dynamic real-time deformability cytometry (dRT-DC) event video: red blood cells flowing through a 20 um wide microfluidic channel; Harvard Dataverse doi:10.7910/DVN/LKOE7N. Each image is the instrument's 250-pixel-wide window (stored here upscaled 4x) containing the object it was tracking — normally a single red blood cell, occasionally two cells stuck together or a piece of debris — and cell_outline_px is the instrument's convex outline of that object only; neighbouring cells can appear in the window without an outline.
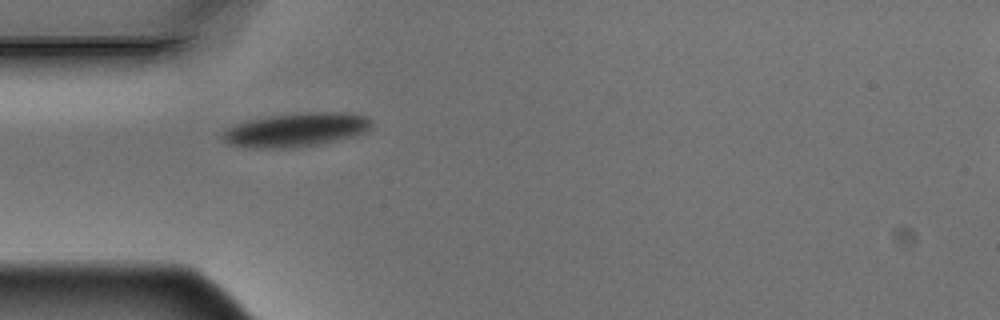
{"species": "Egyptian fruit bat (a non-hibernating species)", "species_latin": "Rousettus aegyptiacus", "temperature_condition": "warm", "stored_images_in_passage": 6, "camera_frame_rate_fps": 3000, "um_per_image_px": 0.085, "animal": {"sex": "male"}, "frame": {"image": 1, "passage_image": 4, "time_ms": 1.0, "image_size_px": [1000, 320], "cell_outline_px": [[372, 128], [368, 132], [356, 136], [316, 144], [292, 148], [244, 148], [228, 144], [220, 136], [228, 128], [236, 124], [248, 120], [268, 116], [300, 112], [348, 112], [368, 116], [372, 120]], "centroid_in_image_um": [25.21, 11.03], "position_along_channel_um": 59.8, "area_um2": 29.82}}
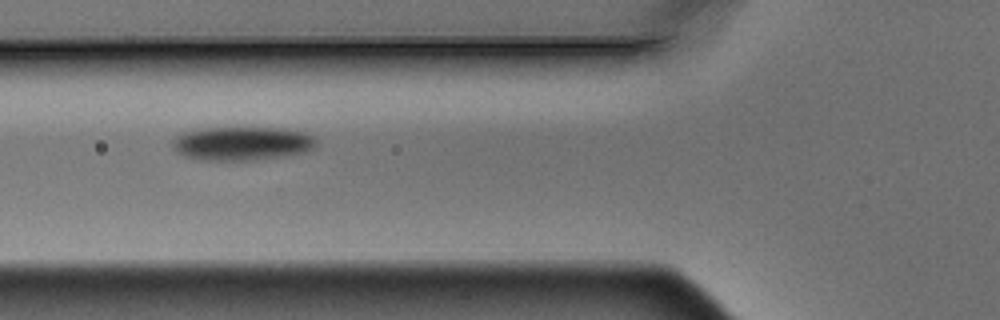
{"frame": {"image": 2, "passage_image": 5, "time_ms": 1.333, "image_size_px": [1000, 320], "cell_outline_px": [[316, 148], [304, 152], [288, 156], [252, 160], [204, 160], [184, 156], [172, 144], [176, 136], [180, 132], [204, 128], [236, 124], [244, 124], [288, 128], [308, 132], [316, 136]], "centroid_in_image_um": [20.68, 12.12], "position_along_channel_um": 105.1, "area_um2": 29.88}}
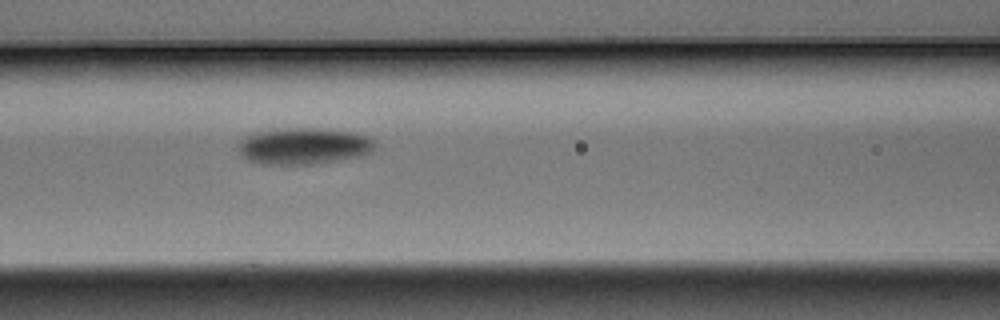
{"frame": {"image": 3, "passage_image": 6, "time_ms": 1.667, "image_size_px": [1000, 320], "cell_outline_px": [[376, 144], [368, 152], [360, 156], [308, 164], [264, 164], [248, 160], [240, 156], [236, 148], [240, 140], [244, 136], [252, 132], [276, 128], [316, 128], [356, 132], [368, 136]], "centroid_in_image_um": [25.71, 12.39], "position_along_channel_um": 140.9, "area_um2": 29.25}}